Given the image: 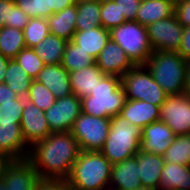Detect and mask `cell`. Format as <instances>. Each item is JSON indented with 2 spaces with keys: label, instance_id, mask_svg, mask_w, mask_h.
Returning a JSON list of instances; mask_svg holds the SVG:
<instances>
[{
  "label": "cell",
  "instance_id": "cell-1",
  "mask_svg": "<svg viewBox=\"0 0 190 190\" xmlns=\"http://www.w3.org/2000/svg\"><path fill=\"white\" fill-rule=\"evenodd\" d=\"M80 151L78 141L71 131L52 132L30 148L27 159L39 177L67 179Z\"/></svg>",
  "mask_w": 190,
  "mask_h": 190
},
{
  "label": "cell",
  "instance_id": "cell-2",
  "mask_svg": "<svg viewBox=\"0 0 190 190\" xmlns=\"http://www.w3.org/2000/svg\"><path fill=\"white\" fill-rule=\"evenodd\" d=\"M113 164L100 151H80L67 178L73 190H109Z\"/></svg>",
  "mask_w": 190,
  "mask_h": 190
},
{
  "label": "cell",
  "instance_id": "cell-3",
  "mask_svg": "<svg viewBox=\"0 0 190 190\" xmlns=\"http://www.w3.org/2000/svg\"><path fill=\"white\" fill-rule=\"evenodd\" d=\"M127 101L121 77L106 75L89 96L81 99L82 113L103 118L119 115Z\"/></svg>",
  "mask_w": 190,
  "mask_h": 190
},
{
  "label": "cell",
  "instance_id": "cell-4",
  "mask_svg": "<svg viewBox=\"0 0 190 190\" xmlns=\"http://www.w3.org/2000/svg\"><path fill=\"white\" fill-rule=\"evenodd\" d=\"M145 66L168 95L184 92L188 62L173 51H153Z\"/></svg>",
  "mask_w": 190,
  "mask_h": 190
},
{
  "label": "cell",
  "instance_id": "cell-5",
  "mask_svg": "<svg viewBox=\"0 0 190 190\" xmlns=\"http://www.w3.org/2000/svg\"><path fill=\"white\" fill-rule=\"evenodd\" d=\"M142 129L120 114L111 117L110 130L101 153L114 165L140 151Z\"/></svg>",
  "mask_w": 190,
  "mask_h": 190
},
{
  "label": "cell",
  "instance_id": "cell-6",
  "mask_svg": "<svg viewBox=\"0 0 190 190\" xmlns=\"http://www.w3.org/2000/svg\"><path fill=\"white\" fill-rule=\"evenodd\" d=\"M110 39L125 51L135 66L145 65L153 52L149 43L147 28L135 20H128L111 29Z\"/></svg>",
  "mask_w": 190,
  "mask_h": 190
},
{
  "label": "cell",
  "instance_id": "cell-7",
  "mask_svg": "<svg viewBox=\"0 0 190 190\" xmlns=\"http://www.w3.org/2000/svg\"><path fill=\"white\" fill-rule=\"evenodd\" d=\"M121 80L127 99L150 102L160 107L168 97L145 65L134 66Z\"/></svg>",
  "mask_w": 190,
  "mask_h": 190
},
{
  "label": "cell",
  "instance_id": "cell-8",
  "mask_svg": "<svg viewBox=\"0 0 190 190\" xmlns=\"http://www.w3.org/2000/svg\"><path fill=\"white\" fill-rule=\"evenodd\" d=\"M110 120L111 118L95 117L81 112L71 130L81 151H101L109 134Z\"/></svg>",
  "mask_w": 190,
  "mask_h": 190
},
{
  "label": "cell",
  "instance_id": "cell-9",
  "mask_svg": "<svg viewBox=\"0 0 190 190\" xmlns=\"http://www.w3.org/2000/svg\"><path fill=\"white\" fill-rule=\"evenodd\" d=\"M146 28L149 43L153 51H179L184 27L179 23L175 14L168 18L153 22Z\"/></svg>",
  "mask_w": 190,
  "mask_h": 190
},
{
  "label": "cell",
  "instance_id": "cell-10",
  "mask_svg": "<svg viewBox=\"0 0 190 190\" xmlns=\"http://www.w3.org/2000/svg\"><path fill=\"white\" fill-rule=\"evenodd\" d=\"M81 112V98L73 93L56 99L55 103L45 111L51 133L71 131Z\"/></svg>",
  "mask_w": 190,
  "mask_h": 190
},
{
  "label": "cell",
  "instance_id": "cell-11",
  "mask_svg": "<svg viewBox=\"0 0 190 190\" xmlns=\"http://www.w3.org/2000/svg\"><path fill=\"white\" fill-rule=\"evenodd\" d=\"M159 120L166 123L176 136L190 134V99L184 94L168 95L160 106Z\"/></svg>",
  "mask_w": 190,
  "mask_h": 190
},
{
  "label": "cell",
  "instance_id": "cell-12",
  "mask_svg": "<svg viewBox=\"0 0 190 190\" xmlns=\"http://www.w3.org/2000/svg\"><path fill=\"white\" fill-rule=\"evenodd\" d=\"M20 125L25 143L30 148L51 134L45 111L40 110L26 98Z\"/></svg>",
  "mask_w": 190,
  "mask_h": 190
},
{
  "label": "cell",
  "instance_id": "cell-13",
  "mask_svg": "<svg viewBox=\"0 0 190 190\" xmlns=\"http://www.w3.org/2000/svg\"><path fill=\"white\" fill-rule=\"evenodd\" d=\"M38 172L28 159L12 160L5 168L2 180L10 190H33Z\"/></svg>",
  "mask_w": 190,
  "mask_h": 190
},
{
  "label": "cell",
  "instance_id": "cell-14",
  "mask_svg": "<svg viewBox=\"0 0 190 190\" xmlns=\"http://www.w3.org/2000/svg\"><path fill=\"white\" fill-rule=\"evenodd\" d=\"M95 62L104 74L118 77H122L135 66L125 51L111 39L106 43Z\"/></svg>",
  "mask_w": 190,
  "mask_h": 190
},
{
  "label": "cell",
  "instance_id": "cell-15",
  "mask_svg": "<svg viewBox=\"0 0 190 190\" xmlns=\"http://www.w3.org/2000/svg\"><path fill=\"white\" fill-rule=\"evenodd\" d=\"M175 137L176 135L166 123L155 121L142 129L140 150L163 155Z\"/></svg>",
  "mask_w": 190,
  "mask_h": 190
},
{
  "label": "cell",
  "instance_id": "cell-16",
  "mask_svg": "<svg viewBox=\"0 0 190 190\" xmlns=\"http://www.w3.org/2000/svg\"><path fill=\"white\" fill-rule=\"evenodd\" d=\"M141 186L137 154L112 166L109 190H135Z\"/></svg>",
  "mask_w": 190,
  "mask_h": 190
},
{
  "label": "cell",
  "instance_id": "cell-17",
  "mask_svg": "<svg viewBox=\"0 0 190 190\" xmlns=\"http://www.w3.org/2000/svg\"><path fill=\"white\" fill-rule=\"evenodd\" d=\"M30 147L25 143L21 125L0 123V152L12 160L27 159Z\"/></svg>",
  "mask_w": 190,
  "mask_h": 190
},
{
  "label": "cell",
  "instance_id": "cell-18",
  "mask_svg": "<svg viewBox=\"0 0 190 190\" xmlns=\"http://www.w3.org/2000/svg\"><path fill=\"white\" fill-rule=\"evenodd\" d=\"M35 80L46 86L56 99L72 93L69 72L61 64L45 65Z\"/></svg>",
  "mask_w": 190,
  "mask_h": 190
},
{
  "label": "cell",
  "instance_id": "cell-19",
  "mask_svg": "<svg viewBox=\"0 0 190 190\" xmlns=\"http://www.w3.org/2000/svg\"><path fill=\"white\" fill-rule=\"evenodd\" d=\"M160 107L150 102L127 99L120 115L127 118L131 124L143 129L159 120Z\"/></svg>",
  "mask_w": 190,
  "mask_h": 190
},
{
  "label": "cell",
  "instance_id": "cell-20",
  "mask_svg": "<svg viewBox=\"0 0 190 190\" xmlns=\"http://www.w3.org/2000/svg\"><path fill=\"white\" fill-rule=\"evenodd\" d=\"M109 39L110 30L98 26L89 30H76L71 41L96 60Z\"/></svg>",
  "mask_w": 190,
  "mask_h": 190
},
{
  "label": "cell",
  "instance_id": "cell-21",
  "mask_svg": "<svg viewBox=\"0 0 190 190\" xmlns=\"http://www.w3.org/2000/svg\"><path fill=\"white\" fill-rule=\"evenodd\" d=\"M105 76L106 74L98 68L96 62L83 69L69 72L72 93L81 99L89 96Z\"/></svg>",
  "mask_w": 190,
  "mask_h": 190
},
{
  "label": "cell",
  "instance_id": "cell-22",
  "mask_svg": "<svg viewBox=\"0 0 190 190\" xmlns=\"http://www.w3.org/2000/svg\"><path fill=\"white\" fill-rule=\"evenodd\" d=\"M164 164L163 155L140 150L137 153V165L142 185L158 189Z\"/></svg>",
  "mask_w": 190,
  "mask_h": 190
},
{
  "label": "cell",
  "instance_id": "cell-23",
  "mask_svg": "<svg viewBox=\"0 0 190 190\" xmlns=\"http://www.w3.org/2000/svg\"><path fill=\"white\" fill-rule=\"evenodd\" d=\"M77 3L47 18L49 32L66 41H71L76 32Z\"/></svg>",
  "mask_w": 190,
  "mask_h": 190
},
{
  "label": "cell",
  "instance_id": "cell-24",
  "mask_svg": "<svg viewBox=\"0 0 190 190\" xmlns=\"http://www.w3.org/2000/svg\"><path fill=\"white\" fill-rule=\"evenodd\" d=\"M175 3L172 0H142L136 15V21L147 27L153 22L174 14Z\"/></svg>",
  "mask_w": 190,
  "mask_h": 190
},
{
  "label": "cell",
  "instance_id": "cell-25",
  "mask_svg": "<svg viewBox=\"0 0 190 190\" xmlns=\"http://www.w3.org/2000/svg\"><path fill=\"white\" fill-rule=\"evenodd\" d=\"M159 188L190 190V165L165 162Z\"/></svg>",
  "mask_w": 190,
  "mask_h": 190
},
{
  "label": "cell",
  "instance_id": "cell-26",
  "mask_svg": "<svg viewBox=\"0 0 190 190\" xmlns=\"http://www.w3.org/2000/svg\"><path fill=\"white\" fill-rule=\"evenodd\" d=\"M67 42L58 36L49 34L33 49L45 65L61 64Z\"/></svg>",
  "mask_w": 190,
  "mask_h": 190
},
{
  "label": "cell",
  "instance_id": "cell-27",
  "mask_svg": "<svg viewBox=\"0 0 190 190\" xmlns=\"http://www.w3.org/2000/svg\"><path fill=\"white\" fill-rule=\"evenodd\" d=\"M33 80L15 59L9 60L4 83L14 93L21 98H26Z\"/></svg>",
  "mask_w": 190,
  "mask_h": 190
},
{
  "label": "cell",
  "instance_id": "cell-28",
  "mask_svg": "<svg viewBox=\"0 0 190 190\" xmlns=\"http://www.w3.org/2000/svg\"><path fill=\"white\" fill-rule=\"evenodd\" d=\"M101 0L77 3L76 30H89L101 26Z\"/></svg>",
  "mask_w": 190,
  "mask_h": 190
},
{
  "label": "cell",
  "instance_id": "cell-29",
  "mask_svg": "<svg viewBox=\"0 0 190 190\" xmlns=\"http://www.w3.org/2000/svg\"><path fill=\"white\" fill-rule=\"evenodd\" d=\"M26 47L23 30L6 27L0 29V53L14 59Z\"/></svg>",
  "mask_w": 190,
  "mask_h": 190
},
{
  "label": "cell",
  "instance_id": "cell-30",
  "mask_svg": "<svg viewBox=\"0 0 190 190\" xmlns=\"http://www.w3.org/2000/svg\"><path fill=\"white\" fill-rule=\"evenodd\" d=\"M94 63L95 59L89 53L84 52L72 41L66 43L61 65L68 72L83 69Z\"/></svg>",
  "mask_w": 190,
  "mask_h": 190
},
{
  "label": "cell",
  "instance_id": "cell-31",
  "mask_svg": "<svg viewBox=\"0 0 190 190\" xmlns=\"http://www.w3.org/2000/svg\"><path fill=\"white\" fill-rule=\"evenodd\" d=\"M163 159L166 163L190 165V134L176 136Z\"/></svg>",
  "mask_w": 190,
  "mask_h": 190
},
{
  "label": "cell",
  "instance_id": "cell-32",
  "mask_svg": "<svg viewBox=\"0 0 190 190\" xmlns=\"http://www.w3.org/2000/svg\"><path fill=\"white\" fill-rule=\"evenodd\" d=\"M23 33L26 47H35L50 34L47 19L41 17L30 18L23 29Z\"/></svg>",
  "mask_w": 190,
  "mask_h": 190
},
{
  "label": "cell",
  "instance_id": "cell-33",
  "mask_svg": "<svg viewBox=\"0 0 190 190\" xmlns=\"http://www.w3.org/2000/svg\"><path fill=\"white\" fill-rule=\"evenodd\" d=\"M101 26L111 30L127 20L114 0H101Z\"/></svg>",
  "mask_w": 190,
  "mask_h": 190
},
{
  "label": "cell",
  "instance_id": "cell-34",
  "mask_svg": "<svg viewBox=\"0 0 190 190\" xmlns=\"http://www.w3.org/2000/svg\"><path fill=\"white\" fill-rule=\"evenodd\" d=\"M40 110H48L56 101L54 94L43 84L33 80L26 97Z\"/></svg>",
  "mask_w": 190,
  "mask_h": 190
},
{
  "label": "cell",
  "instance_id": "cell-35",
  "mask_svg": "<svg viewBox=\"0 0 190 190\" xmlns=\"http://www.w3.org/2000/svg\"><path fill=\"white\" fill-rule=\"evenodd\" d=\"M26 73L35 80L38 73L43 69L45 64L35 53L33 48L25 47L14 58Z\"/></svg>",
  "mask_w": 190,
  "mask_h": 190
},
{
  "label": "cell",
  "instance_id": "cell-36",
  "mask_svg": "<svg viewBox=\"0 0 190 190\" xmlns=\"http://www.w3.org/2000/svg\"><path fill=\"white\" fill-rule=\"evenodd\" d=\"M25 105V98L14 101L0 102V123L21 124V117Z\"/></svg>",
  "mask_w": 190,
  "mask_h": 190
},
{
  "label": "cell",
  "instance_id": "cell-37",
  "mask_svg": "<svg viewBox=\"0 0 190 190\" xmlns=\"http://www.w3.org/2000/svg\"><path fill=\"white\" fill-rule=\"evenodd\" d=\"M15 4L29 18H48L51 16L50 0H14Z\"/></svg>",
  "mask_w": 190,
  "mask_h": 190
},
{
  "label": "cell",
  "instance_id": "cell-38",
  "mask_svg": "<svg viewBox=\"0 0 190 190\" xmlns=\"http://www.w3.org/2000/svg\"><path fill=\"white\" fill-rule=\"evenodd\" d=\"M29 19V16L15 4L14 0H10L9 21H6L4 26L23 30L28 24Z\"/></svg>",
  "mask_w": 190,
  "mask_h": 190
},
{
  "label": "cell",
  "instance_id": "cell-39",
  "mask_svg": "<svg viewBox=\"0 0 190 190\" xmlns=\"http://www.w3.org/2000/svg\"><path fill=\"white\" fill-rule=\"evenodd\" d=\"M33 190H73L68 179L65 178H39Z\"/></svg>",
  "mask_w": 190,
  "mask_h": 190
},
{
  "label": "cell",
  "instance_id": "cell-40",
  "mask_svg": "<svg viewBox=\"0 0 190 190\" xmlns=\"http://www.w3.org/2000/svg\"><path fill=\"white\" fill-rule=\"evenodd\" d=\"M117 4L121 13H123L126 20H135L138 13V9L141 6L142 0H114Z\"/></svg>",
  "mask_w": 190,
  "mask_h": 190
},
{
  "label": "cell",
  "instance_id": "cell-41",
  "mask_svg": "<svg viewBox=\"0 0 190 190\" xmlns=\"http://www.w3.org/2000/svg\"><path fill=\"white\" fill-rule=\"evenodd\" d=\"M174 14L184 28L190 27V0L176 2L174 6Z\"/></svg>",
  "mask_w": 190,
  "mask_h": 190
},
{
  "label": "cell",
  "instance_id": "cell-42",
  "mask_svg": "<svg viewBox=\"0 0 190 190\" xmlns=\"http://www.w3.org/2000/svg\"><path fill=\"white\" fill-rule=\"evenodd\" d=\"M179 54L189 63L190 62V27L184 28Z\"/></svg>",
  "mask_w": 190,
  "mask_h": 190
},
{
  "label": "cell",
  "instance_id": "cell-43",
  "mask_svg": "<svg viewBox=\"0 0 190 190\" xmlns=\"http://www.w3.org/2000/svg\"><path fill=\"white\" fill-rule=\"evenodd\" d=\"M19 96L6 83H0V102L14 101Z\"/></svg>",
  "mask_w": 190,
  "mask_h": 190
},
{
  "label": "cell",
  "instance_id": "cell-44",
  "mask_svg": "<svg viewBox=\"0 0 190 190\" xmlns=\"http://www.w3.org/2000/svg\"><path fill=\"white\" fill-rule=\"evenodd\" d=\"M10 16V0H0V29L4 27Z\"/></svg>",
  "mask_w": 190,
  "mask_h": 190
},
{
  "label": "cell",
  "instance_id": "cell-45",
  "mask_svg": "<svg viewBox=\"0 0 190 190\" xmlns=\"http://www.w3.org/2000/svg\"><path fill=\"white\" fill-rule=\"evenodd\" d=\"M76 3L75 0H50L51 15L57 12H61L66 7Z\"/></svg>",
  "mask_w": 190,
  "mask_h": 190
},
{
  "label": "cell",
  "instance_id": "cell-46",
  "mask_svg": "<svg viewBox=\"0 0 190 190\" xmlns=\"http://www.w3.org/2000/svg\"><path fill=\"white\" fill-rule=\"evenodd\" d=\"M9 60L0 53V83H4Z\"/></svg>",
  "mask_w": 190,
  "mask_h": 190
},
{
  "label": "cell",
  "instance_id": "cell-47",
  "mask_svg": "<svg viewBox=\"0 0 190 190\" xmlns=\"http://www.w3.org/2000/svg\"><path fill=\"white\" fill-rule=\"evenodd\" d=\"M12 161L11 158H9L6 154H3L0 152V180H2V177L4 175V170L6 166Z\"/></svg>",
  "mask_w": 190,
  "mask_h": 190
},
{
  "label": "cell",
  "instance_id": "cell-48",
  "mask_svg": "<svg viewBox=\"0 0 190 190\" xmlns=\"http://www.w3.org/2000/svg\"><path fill=\"white\" fill-rule=\"evenodd\" d=\"M183 94L190 99V62L188 63V69L185 78V87Z\"/></svg>",
  "mask_w": 190,
  "mask_h": 190
},
{
  "label": "cell",
  "instance_id": "cell-49",
  "mask_svg": "<svg viewBox=\"0 0 190 190\" xmlns=\"http://www.w3.org/2000/svg\"><path fill=\"white\" fill-rule=\"evenodd\" d=\"M135 190H157V189L142 185L141 187H138Z\"/></svg>",
  "mask_w": 190,
  "mask_h": 190
},
{
  "label": "cell",
  "instance_id": "cell-50",
  "mask_svg": "<svg viewBox=\"0 0 190 190\" xmlns=\"http://www.w3.org/2000/svg\"><path fill=\"white\" fill-rule=\"evenodd\" d=\"M0 190H10V188L6 187L3 180H0Z\"/></svg>",
  "mask_w": 190,
  "mask_h": 190
},
{
  "label": "cell",
  "instance_id": "cell-51",
  "mask_svg": "<svg viewBox=\"0 0 190 190\" xmlns=\"http://www.w3.org/2000/svg\"><path fill=\"white\" fill-rule=\"evenodd\" d=\"M157 190H177V189H162V188H158Z\"/></svg>",
  "mask_w": 190,
  "mask_h": 190
},
{
  "label": "cell",
  "instance_id": "cell-52",
  "mask_svg": "<svg viewBox=\"0 0 190 190\" xmlns=\"http://www.w3.org/2000/svg\"><path fill=\"white\" fill-rule=\"evenodd\" d=\"M75 1H76V3H78V2L89 1V0H75Z\"/></svg>",
  "mask_w": 190,
  "mask_h": 190
},
{
  "label": "cell",
  "instance_id": "cell-53",
  "mask_svg": "<svg viewBox=\"0 0 190 190\" xmlns=\"http://www.w3.org/2000/svg\"><path fill=\"white\" fill-rule=\"evenodd\" d=\"M174 3L178 2V1H181V0H172Z\"/></svg>",
  "mask_w": 190,
  "mask_h": 190
}]
</instances>
